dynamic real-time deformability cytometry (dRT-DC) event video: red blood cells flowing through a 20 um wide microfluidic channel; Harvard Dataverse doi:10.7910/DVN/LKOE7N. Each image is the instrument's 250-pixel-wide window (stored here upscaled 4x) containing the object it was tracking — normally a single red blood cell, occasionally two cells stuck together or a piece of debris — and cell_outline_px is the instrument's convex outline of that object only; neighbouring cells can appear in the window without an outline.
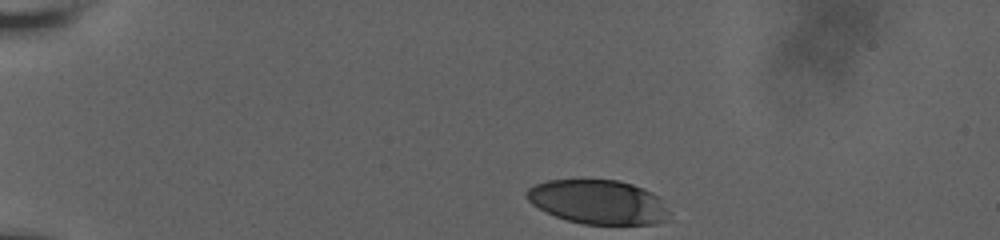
{"species": "human", "species_latin": "Homo sapiens", "temperature_condition": "room temperature", "stored_images_in_passage": 39, "camera_frame_rate_fps": 3000, "um_per_image_px": 0.085, "donor": {"sex": "male"}, "frame": {"image": 1, "passage_image": 1, "time_ms": 0.0, "image_size_px": [1000, 240], "cell_outline_px": [[668, 212], [664, 220], [656, 224], [584, 224], [568, 220], [556, 216], [532, 204], [524, 196], [524, 192], [528, 188], [536, 184], [548, 180], [620, 180], [644, 188], [652, 192], [656, 196]], "centroid_in_image_um": [50.79, 17.16], "position_along_channel_um": 34.2, "area_um2": 36.3}}
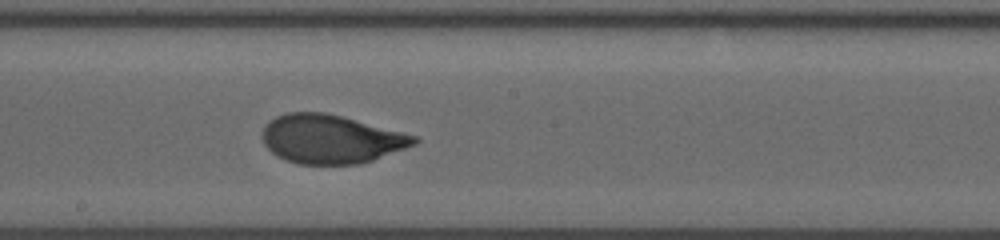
{"frame": {"image": 2, "passage_image": 23, "time_ms": 7.333, "image_size_px": [1000, 240], "cell_outline_px": [[420, 140], [416, 144], [372, 160], [360, 164], [296, 164], [276, 156], [264, 144], [264, 124], [268, 120], [276, 116], [288, 112], [324, 112], [420, 136]], "centroid_in_image_um": [28.14, 11.82], "position_along_channel_um": 220.1, "area_um2": 43.06}}
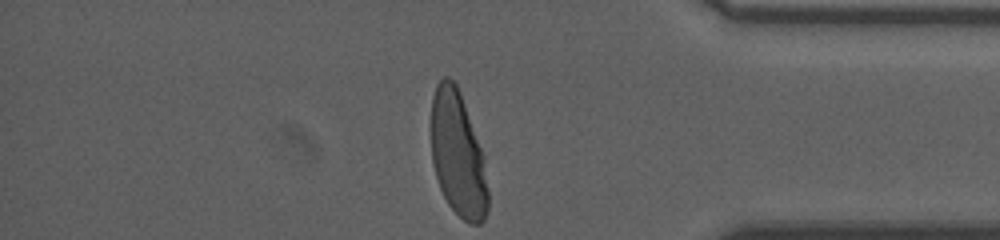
{"frame": {"image": 3, "passage_image": 39, "time_ms": 12.667, "image_size_px": [1000, 240], "cell_outline_px": [[488, 208], [484, 220], [480, 224], [472, 224], [464, 220], [448, 204], [440, 188], [432, 164], [432, 96], [436, 84], [444, 76], [448, 76], [456, 84], [460, 92], [484, 156], [488, 192]], "centroid_in_image_um": [38.92, 13.12], "position_along_channel_um": 396.3, "area_um2": 41.27}, "authors_computed_cell_mechanics": {"area_um2": 42.8876, "velocity_mm_per_s": 3.6368, "shape_relaxation_time_tau1_ms": 3.7004, "shape_relaxation_time_tau2_ms": null, "deformation_change_tau1": 0.1844, "deformation_change_tau2": null}}